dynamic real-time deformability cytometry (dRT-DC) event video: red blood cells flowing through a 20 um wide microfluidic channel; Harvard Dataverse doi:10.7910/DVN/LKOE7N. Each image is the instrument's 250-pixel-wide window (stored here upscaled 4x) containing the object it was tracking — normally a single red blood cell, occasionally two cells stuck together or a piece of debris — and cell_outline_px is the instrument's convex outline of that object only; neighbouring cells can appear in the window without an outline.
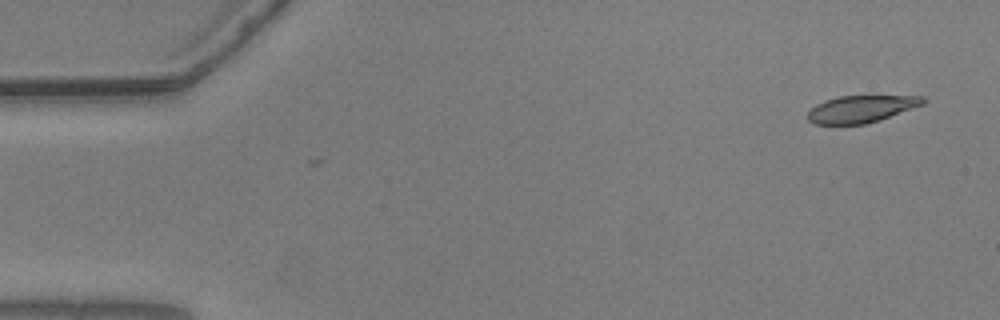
{"species": "common noctule bat (a hibernating species)", "species_latin": "Nyctalus noctula", "temperature_condition": "warm", "stored_images_in_passage": 15, "camera_frame_rate_fps": 3000, "um_per_image_px": 0.085, "animal": {"sex": "male", "body_mass_g": 20.5, "forearm_length_mm": 52.5}, "frame": {"image": 1, "passage_image": 1, "time_ms": 0.0, "image_size_px": [1000, 320], "cell_outline_px": [[928, 100], [924, 104], [880, 120], [864, 124], [812, 124], [808, 120], [808, 112], [816, 104], [824, 100], [840, 96], [924, 96]], "centroid_in_image_um": [73.21, 9.26], "position_along_channel_um": 11.8, "area_um2": 18.21}}
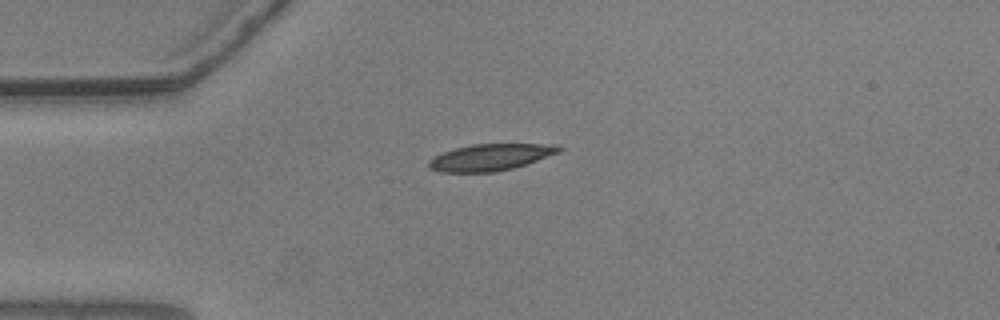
{"frame": {"image": 2, "passage_image": 12, "time_ms": 3.667, "image_size_px": [1000, 320], "cell_outline_px": [[564, 148], [560, 152], [512, 168], [492, 172], [440, 172], [428, 168], [428, 160], [444, 152], [456, 148], [472, 144], [560, 144]], "centroid_in_image_um": [41.7, 13.36], "position_along_channel_um": 43.3, "area_um2": 20.06}}